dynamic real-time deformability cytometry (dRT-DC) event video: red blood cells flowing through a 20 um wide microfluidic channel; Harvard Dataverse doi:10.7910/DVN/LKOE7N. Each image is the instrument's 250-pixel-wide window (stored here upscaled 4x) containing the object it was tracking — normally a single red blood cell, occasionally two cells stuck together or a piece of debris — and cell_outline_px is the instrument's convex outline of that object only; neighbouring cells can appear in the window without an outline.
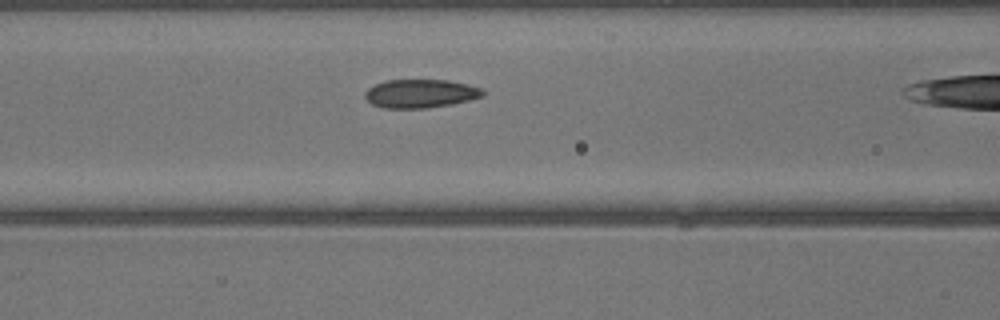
{"species": "common noctule bat (a hibernating species)", "species_latin": "Nyctalus noctula", "temperature_condition": "warm", "stored_images_in_passage": 24, "camera_frame_rate_fps": 3000, "um_per_image_px": 0.085, "animal": {"sex": "male", "body_mass_g": 13.3}, "frame": {"image": 1, "passage_image": 8, "time_ms": 2.333, "image_size_px": [1000, 320], "cell_outline_px": [[484, 96], [452, 104], [428, 108], [384, 108], [372, 104], [364, 96], [364, 92], [368, 88], [384, 80], [448, 80], [468, 84], [480, 88], [484, 92]], "centroid_in_image_um": [35.73, 7.95], "position_along_channel_um": 130.9, "area_um2": 19.59}}
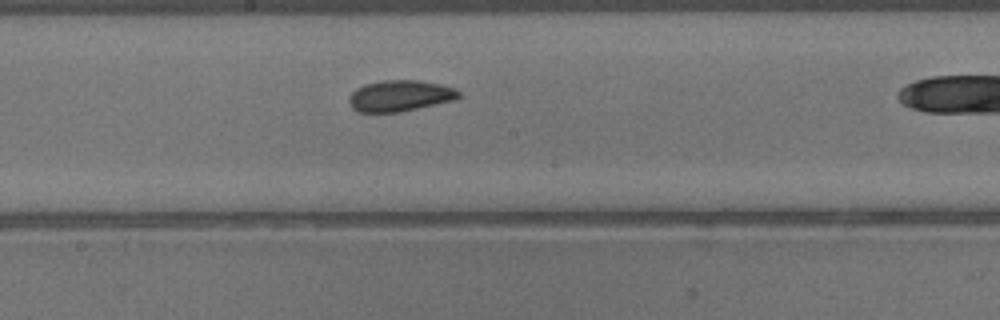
{"frame": {"image": 2, "passage_image": 13, "time_ms": 4.0, "image_size_px": [1000, 320], "cell_outline_px": [[460, 96], [456, 100], [400, 112], [360, 112], [352, 108], [348, 104], [348, 96], [356, 88], [364, 84], [380, 80], [420, 80], [440, 84], [456, 88], [460, 92]], "centroid_in_image_um": [33.99, 8.14], "position_along_channel_um": 214.2, "area_um2": 20.23}}
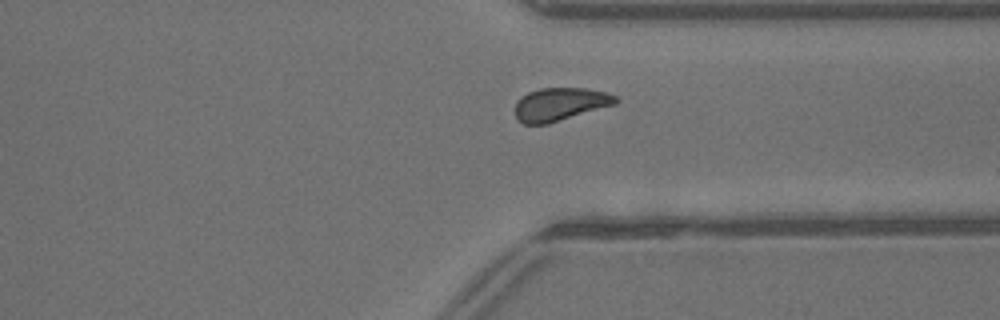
{"frame": {"image": 3, "passage_image": 22, "time_ms": 7.0, "image_size_px": [1000, 320], "cell_outline_px": [[620, 100], [616, 104], [548, 124], [524, 124], [516, 116], [516, 100], [520, 96], [528, 92], [540, 88], [584, 88], [604, 92], [616, 96]], "centroid_in_image_um": [47.6, 8.85], "position_along_channel_um": 363.8, "area_um2": 19.36}}